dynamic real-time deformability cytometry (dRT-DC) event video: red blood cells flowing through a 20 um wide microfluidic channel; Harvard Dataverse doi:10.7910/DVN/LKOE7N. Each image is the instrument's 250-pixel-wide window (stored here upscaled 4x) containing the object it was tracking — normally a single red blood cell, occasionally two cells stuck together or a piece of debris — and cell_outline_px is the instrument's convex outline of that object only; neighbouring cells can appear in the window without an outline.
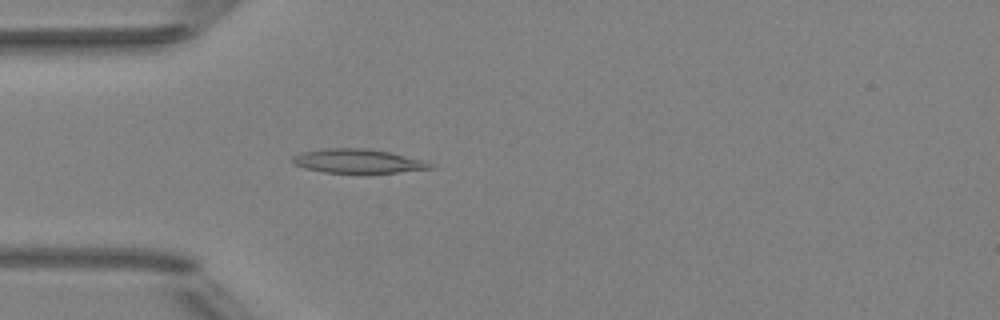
{"species": "Egyptian fruit bat (a non-hibernating species)", "species_latin": "Rousettus aegyptiacus", "temperature_condition": "room temperature", "stored_images_in_passage": 50, "camera_frame_rate_fps": 3000, "um_per_image_px": 0.085, "animal": {"sex": "female"}, "frame": {"image": 1, "passage_image": 14, "time_ms": 4.333, "image_size_px": [1000, 320], "cell_outline_px": [[436, 168], [396, 172], [324, 172], [304, 168], [292, 164], [292, 156], [300, 152], [328, 148], [368, 148], [388, 152], [424, 160], [432, 164]], "centroid_in_image_um": [30.38, 13.68], "position_along_channel_um": 54.6, "area_um2": 19.13}}
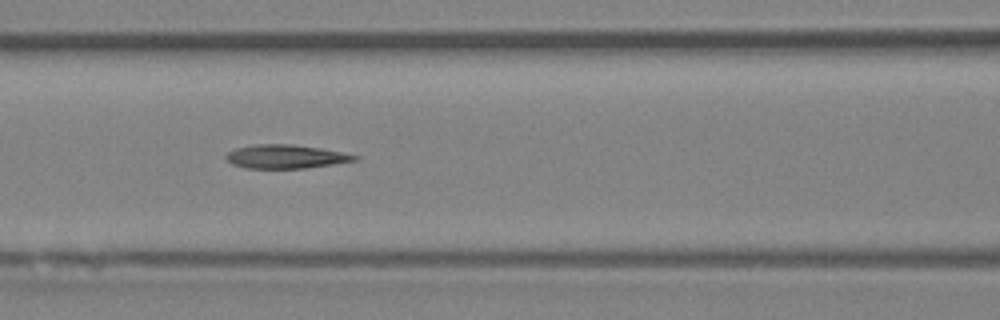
{"frame": {"image": 2, "passage_image": 21, "time_ms": 6.667, "image_size_px": [1000, 320], "cell_outline_px": [[360, 156], [356, 160], [332, 164], [304, 168], [244, 168], [232, 164], [224, 156], [228, 152], [236, 148], [256, 144], [292, 144], [320, 148]], "centroid_in_image_um": [24.24, 13.3], "position_along_channel_um": 142.4, "area_um2": 17.57}}
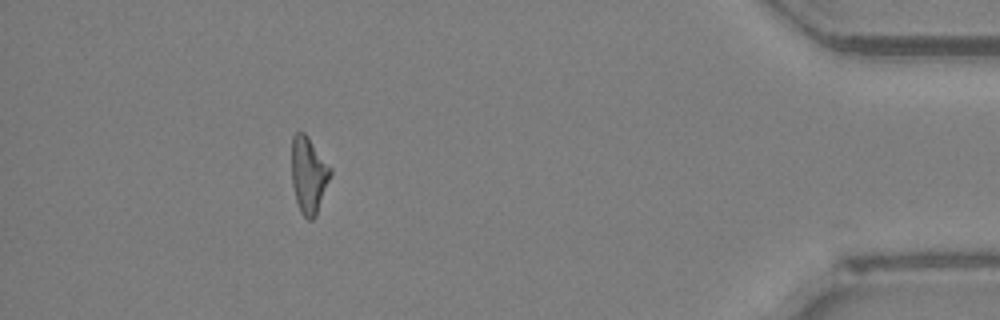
{"frame": {"image": 3, "passage_image": 45, "time_ms": 14.667, "image_size_px": [1000, 320], "cell_outline_px": [[332, 172], [316, 216], [312, 220], [308, 220], [300, 212], [296, 200], [292, 184], [292, 136], [296, 132], [304, 132], [308, 136], [332, 168]], "centroid_in_image_um": [26.24, 14.87], "position_along_channel_um": 409.0, "area_um2": 17.34}, "authors_computed_cell_mechanics": {"area_um2": 18.1492, "velocity_mm_per_s": 4.0456, "shape_relaxation_time_tau1_ms": null, "shape_relaxation_time_tau2_ms": 6.1926, "deformation_change_tau1": null, "deformation_change_tau2": 0.1896}}